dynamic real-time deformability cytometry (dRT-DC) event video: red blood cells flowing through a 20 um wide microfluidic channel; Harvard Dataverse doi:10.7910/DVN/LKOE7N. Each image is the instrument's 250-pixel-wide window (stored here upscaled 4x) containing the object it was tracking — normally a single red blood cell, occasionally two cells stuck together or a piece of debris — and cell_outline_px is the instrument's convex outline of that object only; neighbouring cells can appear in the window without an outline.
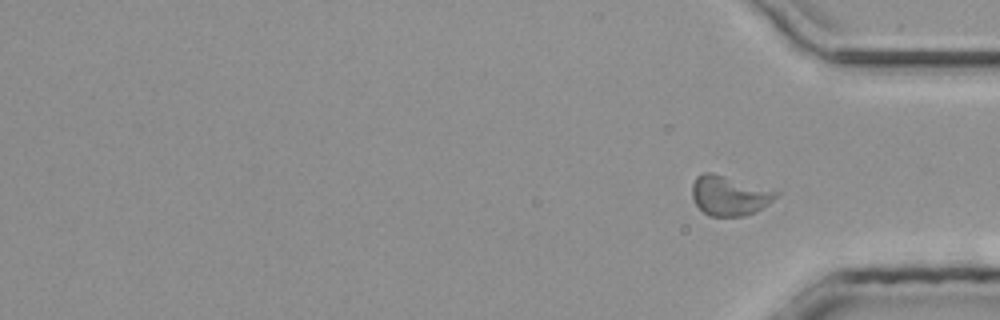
{"species": "common noctule bat (a hibernating species)", "species_latin": "Nyctalus noctula", "temperature_condition": "room temperature", "stored_images_in_passage": 30, "segment_of_instrument_passage": [2, 2], "camera_frame_rate_fps": 3000, "um_per_image_px": 0.085, "animal": {"sex": "male", "body_mass_g": 20.4}, "frame": {"image": 1, "passage_image": 30, "time_ms": 9.667, "image_size_px": [1000, 320], "cell_outline_px": [[780, 192], [768, 204], [744, 216], [708, 216], [696, 204], [692, 196], [692, 184], [696, 176], [704, 172], [712, 172]], "centroid_in_image_um": [61.95, 16.61], "position_along_channel_um": 373.3, "area_um2": 19.13}}